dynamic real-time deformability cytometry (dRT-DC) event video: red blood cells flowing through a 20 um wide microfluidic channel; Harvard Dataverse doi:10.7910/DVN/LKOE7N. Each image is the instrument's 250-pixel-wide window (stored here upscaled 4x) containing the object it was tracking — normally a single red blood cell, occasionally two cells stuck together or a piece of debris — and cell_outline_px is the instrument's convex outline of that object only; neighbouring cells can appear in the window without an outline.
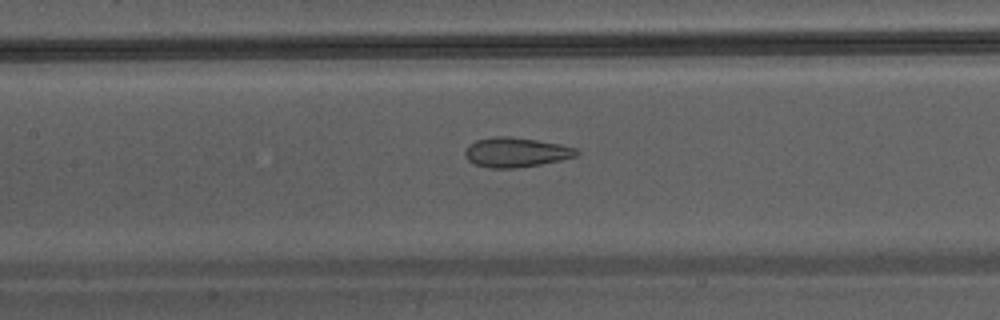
{"species": "Egyptian fruit bat (a non-hibernating species)", "species_latin": "Rousettus aegyptiacus", "temperature_condition": "warm", "stored_images_in_passage": 26, "camera_frame_rate_fps": 3000, "um_per_image_px": 0.085, "animal": {"sex": "male"}, "frame": {"image": 1, "passage_image": 7, "time_ms": 2.0, "image_size_px": [1000, 320], "cell_outline_px": [[580, 152], [576, 156], [560, 160], [540, 164], [516, 168], [488, 168], [476, 164], [468, 160], [464, 152], [468, 144], [476, 140], [496, 136], [508, 136], [536, 140], [560, 144], [576, 148]], "centroid_in_image_um": [43.84, 12.94], "position_along_channel_um": 163.6, "area_um2": 19.19}}
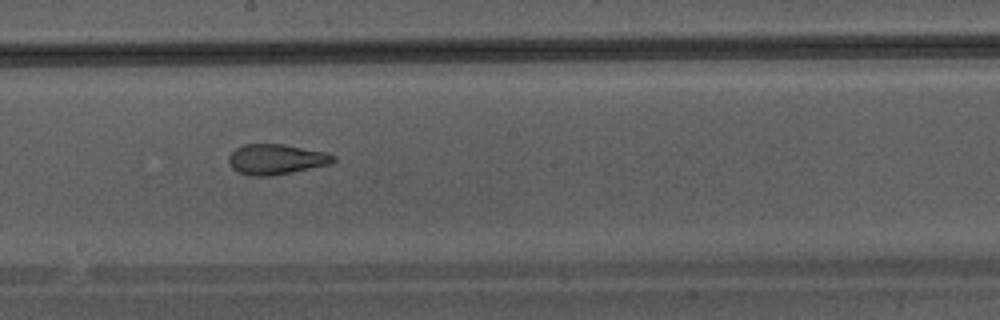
{"frame": {"image": 2, "passage_image": 11, "time_ms": 3.333, "image_size_px": [1000, 320], "cell_outline_px": [[336, 160], [332, 164], [292, 172], [268, 176], [248, 176], [236, 172], [228, 164], [228, 156], [236, 148], [244, 144], [284, 144], [324, 152], [336, 156]], "centroid_in_image_um": [23.45, 13.55], "position_along_channel_um": 224.8, "area_um2": 18.67}}
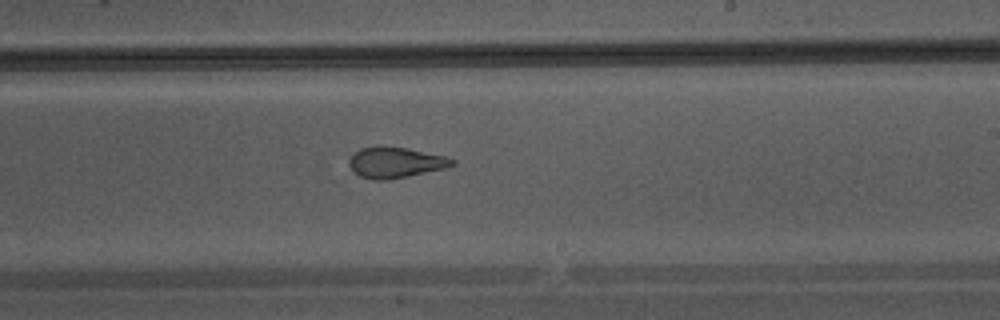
{"frame": {"image": 3, "passage_image": 13, "time_ms": 4.0, "image_size_px": [1000, 320], "cell_outline_px": [[456, 164], [448, 168], [388, 180], [372, 180], [360, 176], [348, 164], [348, 160], [360, 148], [380, 144], [408, 148], [444, 156], [456, 160]], "centroid_in_image_um": [33.63, 13.79], "position_along_channel_um": 255.4, "area_um2": 18.79}}